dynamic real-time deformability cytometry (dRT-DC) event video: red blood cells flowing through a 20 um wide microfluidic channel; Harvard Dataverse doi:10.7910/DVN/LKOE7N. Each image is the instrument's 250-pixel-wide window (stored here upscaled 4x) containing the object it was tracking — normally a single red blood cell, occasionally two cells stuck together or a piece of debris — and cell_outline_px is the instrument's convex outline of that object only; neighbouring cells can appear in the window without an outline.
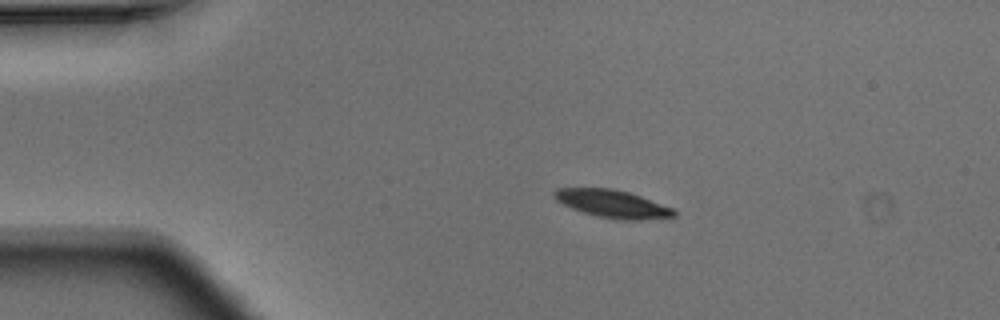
{"species": "Egyptian fruit bat (a non-hibernating species)", "species_latin": "Rousettus aegyptiacus", "temperature_condition": "warm", "stored_images_in_passage": 3, "camera_frame_rate_fps": 3000, "um_per_image_px": 0.085, "animal": {"sex": "male"}, "frame": {"image": 1, "passage_image": 2, "time_ms": 0.333, "image_size_px": [1000, 320], "cell_outline_px": [[676, 216], [668, 220], [624, 220], [596, 216], [572, 208], [556, 200], [552, 196], [552, 192], [556, 188], [612, 188], [628, 192], [640, 196], [672, 208], [676, 212]], "centroid_in_image_um": [52.11, 17.34], "position_along_channel_um": 32.9, "area_um2": 19.59}}